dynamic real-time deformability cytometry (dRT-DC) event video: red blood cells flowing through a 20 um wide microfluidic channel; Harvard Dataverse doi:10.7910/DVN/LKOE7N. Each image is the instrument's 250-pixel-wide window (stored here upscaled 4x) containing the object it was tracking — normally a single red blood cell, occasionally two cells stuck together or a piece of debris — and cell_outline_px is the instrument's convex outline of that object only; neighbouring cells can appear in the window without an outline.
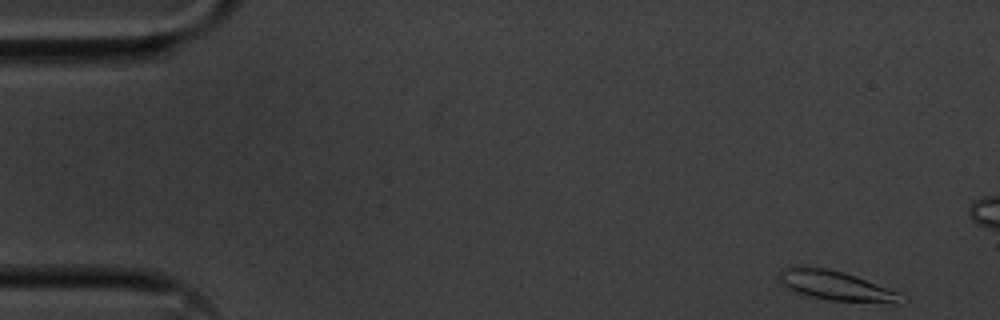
{"species": "common noctule bat (a hibernating species)", "species_latin": "Nyctalus noctula", "temperature_condition": "cold", "stored_images_in_passage": 15, "camera_frame_rate_fps": 3000, "um_per_image_px": 0.085, "animal": {"sex": "male", "body_mass_g": 20.1, "forearm_length_mm": 53.5}, "frame": {"image": 1, "passage_image": 1, "time_ms": 0.0, "image_size_px": [1000, 320], "cell_outline_px": [[908, 300], [900, 304], [892, 304], [828, 300], [808, 296], [792, 292], [780, 284], [780, 272], [784, 268], [824, 268], [844, 272], [856, 276], [900, 292]], "centroid_in_image_um": [71.17, 24.34], "position_along_channel_um": 13.8, "area_um2": 21.27}}